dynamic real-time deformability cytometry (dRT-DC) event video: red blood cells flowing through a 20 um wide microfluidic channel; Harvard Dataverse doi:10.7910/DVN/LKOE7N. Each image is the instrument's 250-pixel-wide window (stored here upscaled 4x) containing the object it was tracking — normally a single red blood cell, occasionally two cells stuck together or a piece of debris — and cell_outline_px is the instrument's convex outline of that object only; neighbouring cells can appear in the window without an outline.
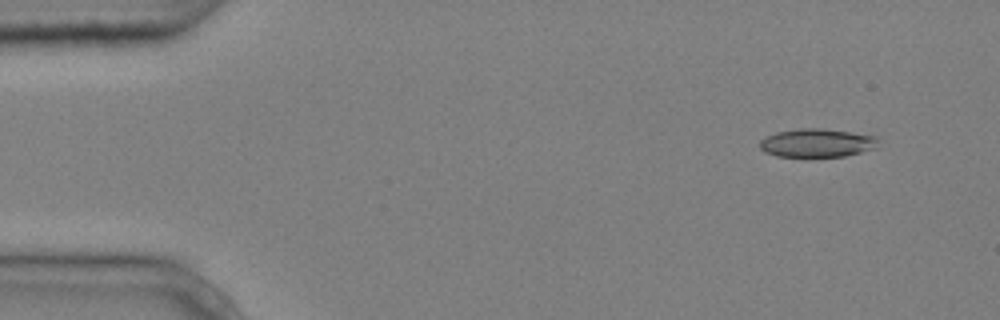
{"species": "common noctule bat (a hibernating species)", "species_latin": "Nyctalus noctula", "temperature_condition": "cold", "stored_images_in_passage": 4, "camera_frame_rate_fps": 3000, "um_per_image_px": 0.085, "animal": {"sex": "male", "body_mass_g": 20.4}, "frame": {"image": 1, "passage_image": 2, "time_ms": 0.333, "image_size_px": [1000, 320], "cell_outline_px": [[880, 140], [876, 148], [844, 156], [776, 156], [764, 152], [760, 148], [760, 140], [776, 132], [800, 128], [820, 128], [876, 136]], "centroid_in_image_um": [69.45, 12.14], "position_along_channel_um": 15.6, "area_um2": 19.48}}